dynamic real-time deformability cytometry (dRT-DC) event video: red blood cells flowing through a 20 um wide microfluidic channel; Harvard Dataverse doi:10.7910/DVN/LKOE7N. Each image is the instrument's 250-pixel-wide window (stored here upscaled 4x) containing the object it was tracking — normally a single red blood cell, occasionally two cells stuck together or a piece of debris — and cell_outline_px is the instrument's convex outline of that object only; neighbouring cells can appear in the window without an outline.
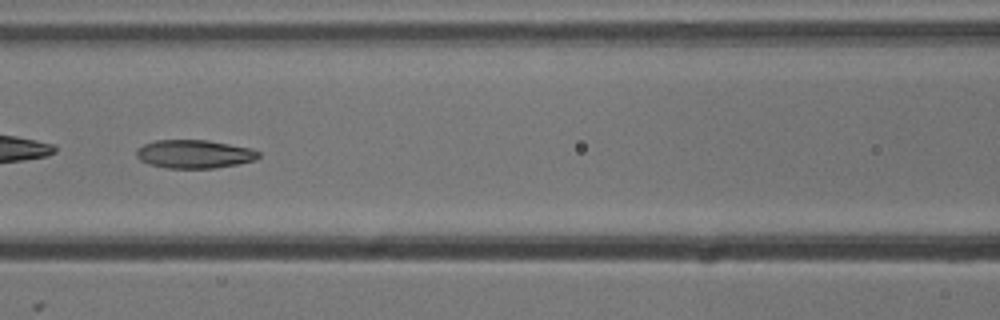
{"species": "common noctule bat (a hibernating species)", "species_latin": "Nyctalus noctula", "temperature_condition": "cold", "stored_images_in_passage": 52, "camera_frame_rate_fps": 3000, "um_per_image_px": 0.085, "animal": {"sex": "male", "body_mass_g": 13.3}, "frame": {"image": 1, "passage_image": 23, "time_ms": 7.333, "image_size_px": [1000, 320], "cell_outline_px": [[260, 156], [256, 160], [216, 168], [164, 168], [148, 164], [140, 160], [136, 156], [136, 148], [144, 144], [156, 140], [208, 140], [252, 148], [260, 152]], "centroid_in_image_um": [16.51, 13.09], "position_along_channel_um": 150.1, "area_um2": 20.4}, "authors_computed_cell_mechanics": {"area_um2": 22.8599, "velocity_mm_per_s": 3.7632, "shape_relaxation_time_tau1_ms": 5.6525, "shape_relaxation_time_tau2_ms": 2.6196, "deformation_change_tau1": 0.1617, "deformation_change_tau2": 0.09}}